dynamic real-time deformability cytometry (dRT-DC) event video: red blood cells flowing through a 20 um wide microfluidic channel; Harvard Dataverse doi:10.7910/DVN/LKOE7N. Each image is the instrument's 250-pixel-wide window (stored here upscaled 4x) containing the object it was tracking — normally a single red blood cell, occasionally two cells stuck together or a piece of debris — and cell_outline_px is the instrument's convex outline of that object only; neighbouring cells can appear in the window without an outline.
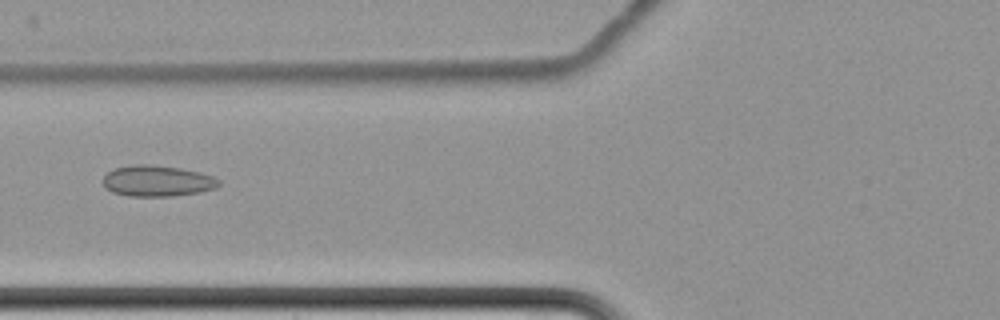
{"species": "common noctule bat (a hibernating species)", "species_latin": "Nyctalus noctula", "temperature_condition": "cold", "stored_images_in_passage": 6, "camera_frame_rate_fps": 3000, "um_per_image_px": 0.085, "animal": {"sex": "female", "body_mass_g": 22.7, "forearm_length_mm": 54.2}, "frame": {"image": 1, "passage_image": 4, "time_ms": 4.667, "image_size_px": [1000, 320], "cell_outline_px": [[220, 184], [216, 188], [200, 192], [172, 196], [128, 196], [112, 192], [104, 188], [104, 176], [108, 172], [116, 168], [132, 164], [148, 164], [180, 168], [200, 172], [212, 176], [220, 180]], "centroid_in_image_um": [13.37, 15.38], "position_along_channel_um": 112.4, "area_um2": 20.98}}
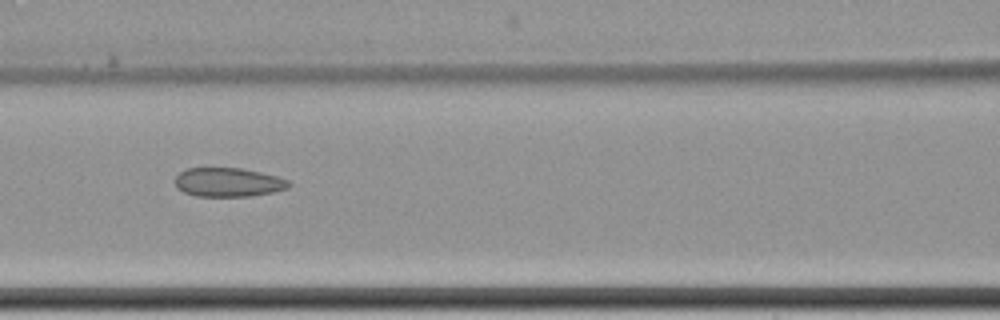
{"frame": {"image": 2, "passage_image": 5, "time_ms": 5.667, "image_size_px": [1000, 320], "cell_outline_px": [[292, 184], [288, 188], [272, 192], [252, 196], [196, 196], [184, 192], [176, 188], [176, 176], [180, 172], [188, 168], [240, 168], [280, 176], [288, 180]], "centroid_in_image_um": [19.43, 15.49], "position_along_channel_um": 147.2, "area_um2": 19.25}}
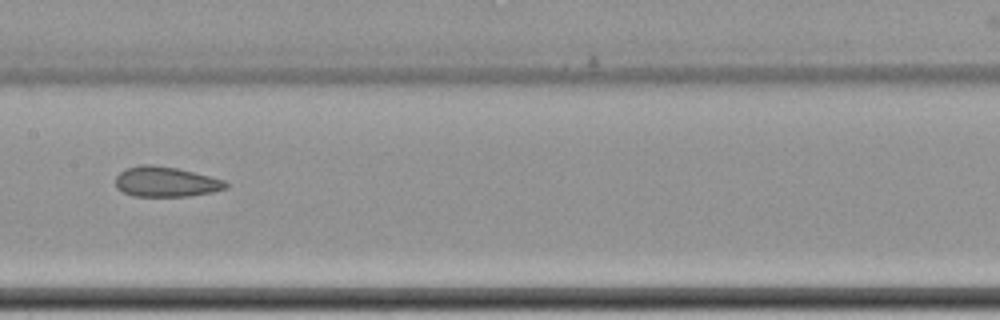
{"frame": {"image": 3, "passage_image": 6, "time_ms": 7.0, "image_size_px": [1000, 320], "cell_outline_px": [[228, 188], [212, 192], [188, 196], [132, 196], [116, 188], [116, 176], [124, 168], [140, 164], [152, 164], [176, 168], [224, 180], [228, 184]], "centroid_in_image_um": [14.06, 15.45], "position_along_channel_um": 193.3, "area_um2": 19.36}}